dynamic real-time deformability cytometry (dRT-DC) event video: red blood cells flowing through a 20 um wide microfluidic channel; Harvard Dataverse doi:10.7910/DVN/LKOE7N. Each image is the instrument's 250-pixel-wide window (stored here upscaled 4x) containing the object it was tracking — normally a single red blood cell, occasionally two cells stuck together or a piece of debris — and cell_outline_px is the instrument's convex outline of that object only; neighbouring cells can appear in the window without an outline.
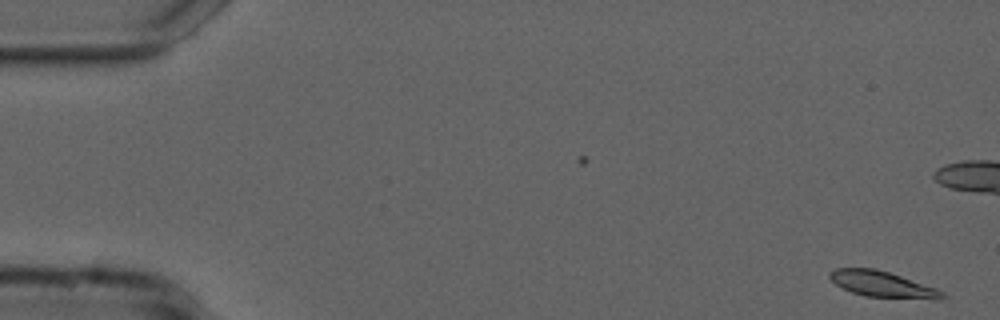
{"species": "common noctule bat (a hibernating species)", "species_latin": "Nyctalus noctula", "temperature_condition": "cold", "stored_images_in_passage": 3, "camera_frame_rate_fps": 3000, "um_per_image_px": 0.085, "animal": {"sex": "male", "forearm_length_mm": 52.5}, "frame": {"image": 1, "passage_image": 3, "time_ms": 0.667, "image_size_px": [1000, 320], "cell_outline_px": [[948, 296], [940, 300], [936, 300], [864, 296], [852, 292], [836, 284], [828, 276], [828, 272], [836, 268], [876, 268], [936, 288], [944, 292]], "centroid_in_image_um": [75.04, 24.17], "position_along_channel_um": 10.0, "area_um2": 17.05}}